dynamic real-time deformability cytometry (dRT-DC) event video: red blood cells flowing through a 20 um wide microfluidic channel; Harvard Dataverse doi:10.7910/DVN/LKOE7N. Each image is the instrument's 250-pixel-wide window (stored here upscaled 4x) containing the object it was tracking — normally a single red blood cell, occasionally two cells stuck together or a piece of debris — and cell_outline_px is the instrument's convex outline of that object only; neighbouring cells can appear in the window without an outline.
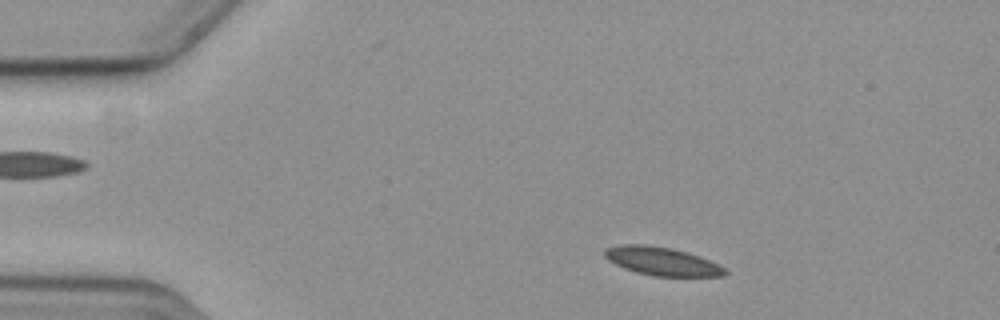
{"species": "common noctule bat (a hibernating species)", "species_latin": "Nyctalus noctula", "temperature_condition": "cold", "stored_images_in_passage": 51, "camera_frame_rate_fps": 3000, "um_per_image_px": 0.085, "animal": {"sex": "female", "body_mass_g": 19.3, "forearm_length_mm": 54.1}, "frame": {"image": 1, "passage_image": 2, "time_ms": 0.333, "image_size_px": [1000, 320], "cell_outline_px": [[728, 272], [724, 276], [652, 276], [636, 272], [624, 268], [608, 260], [604, 256], [604, 248], [620, 244], [644, 244], [672, 248], [688, 252], [700, 256], [720, 264]], "centroid_in_image_um": [56.26, 22.2], "position_along_channel_um": 28.7, "area_um2": 20.06}}
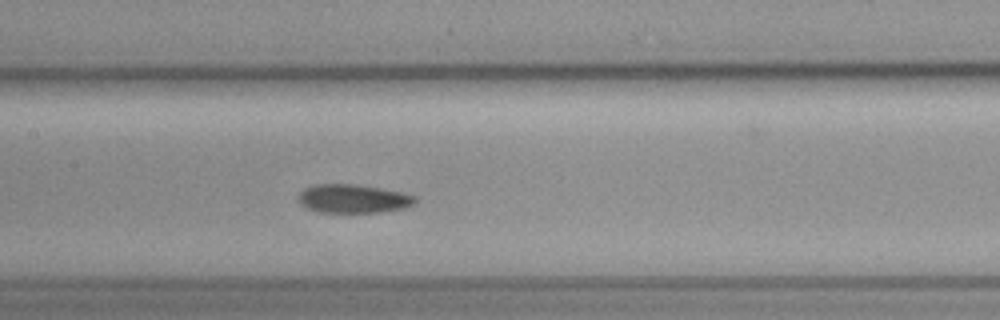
{"frame": {"image": 2, "passage_image": 20, "time_ms": 6.333, "image_size_px": [1000, 320], "cell_outline_px": [[416, 204], [404, 208], [384, 212], [316, 212], [304, 208], [296, 200], [296, 196], [304, 188], [316, 184], [352, 184], [380, 188], [400, 192], [416, 196]], "centroid_in_image_um": [29.97, 16.9], "position_along_channel_um": 177.4, "area_um2": 19.77}}
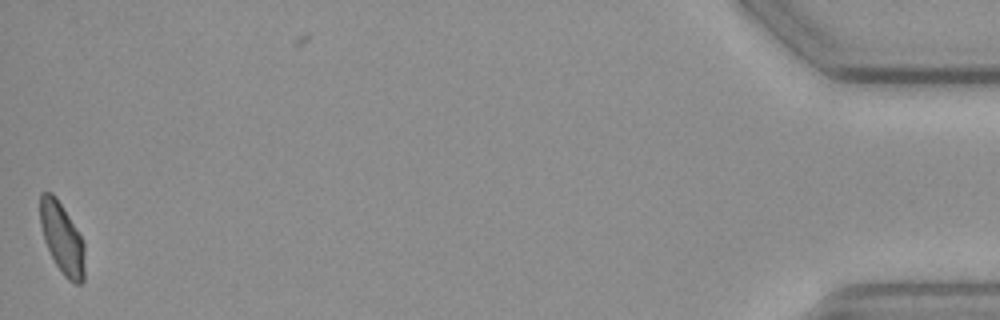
{"frame": {"image": 3, "passage_image": 50, "time_ms": 16.333, "image_size_px": [1000, 320], "cell_outline_px": [[84, 280], [80, 284], [76, 284], [68, 280], [64, 276], [56, 264], [44, 240], [40, 224], [40, 192], [52, 192], [68, 216], [80, 236], [84, 244]], "centroid_in_image_um": [5.27, 20.28], "position_along_channel_um": 429.9, "area_um2": 18.09}, "authors_computed_cell_mechanics": {"area_um2": 19.8254, "velocity_mm_per_s": 3.5511, "shape_relaxation_time_tau1_ms": 7.3807, "shape_relaxation_time_tau2_ms": null, "deformation_change_tau1": 0.1107, "deformation_change_tau2": null}}